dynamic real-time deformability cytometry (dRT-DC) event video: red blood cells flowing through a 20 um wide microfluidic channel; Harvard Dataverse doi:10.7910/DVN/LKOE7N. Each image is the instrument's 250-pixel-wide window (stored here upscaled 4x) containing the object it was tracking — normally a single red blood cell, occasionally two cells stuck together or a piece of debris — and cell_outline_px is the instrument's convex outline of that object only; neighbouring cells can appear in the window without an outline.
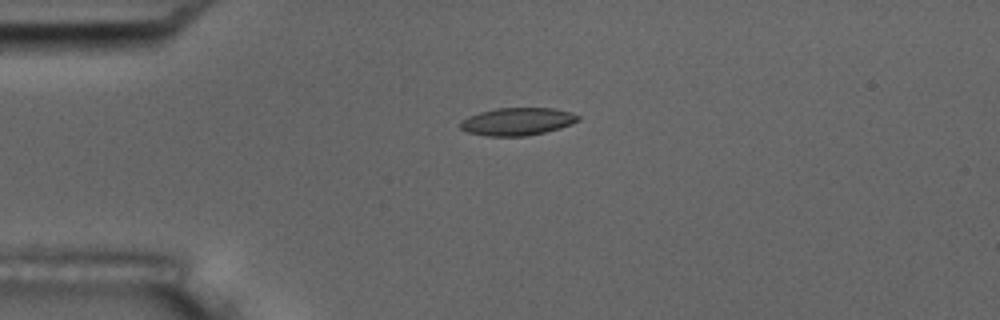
{"species": "common noctule bat (a hibernating species)", "species_latin": "Nyctalus noctula", "temperature_condition": "room temperature", "stored_images_in_passage": 4, "camera_frame_rate_fps": 3000, "um_per_image_px": 0.085, "animal": {"sex": "male", "body_mass_g": 17.5, "forearm_length_mm": 52.3}, "frame": {"image": 1, "passage_image": 3, "time_ms": 2.333, "image_size_px": [1000, 320], "cell_outline_px": [[580, 120], [572, 124], [560, 128], [528, 136], [484, 136], [468, 132], [460, 128], [460, 120], [468, 116], [480, 112], [496, 108], [556, 108], [572, 112], [580, 116]], "centroid_in_image_um": [43.99, 10.33], "position_along_channel_um": 41.0, "area_um2": 19.19}}